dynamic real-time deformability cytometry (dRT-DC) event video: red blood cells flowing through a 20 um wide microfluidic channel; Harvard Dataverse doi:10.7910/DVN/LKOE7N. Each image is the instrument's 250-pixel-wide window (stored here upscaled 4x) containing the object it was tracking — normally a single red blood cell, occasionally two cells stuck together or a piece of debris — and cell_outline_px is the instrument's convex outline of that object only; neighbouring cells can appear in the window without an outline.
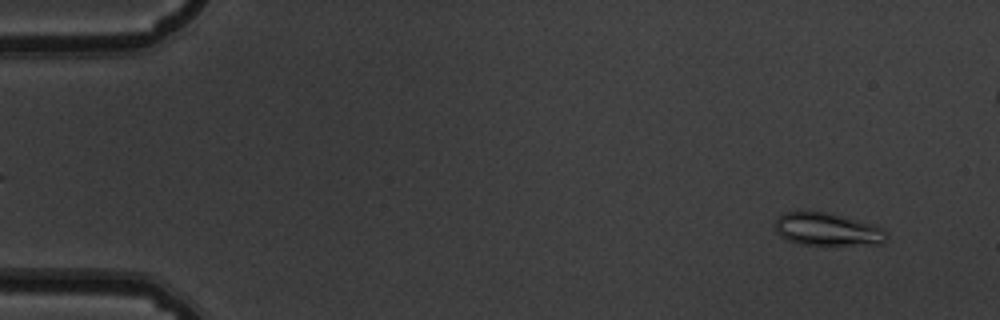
{"species": "common noctule bat (a hibernating species)", "species_latin": "Nyctalus noctula", "temperature_condition": "warm", "stored_images_in_passage": 54, "camera_frame_rate_fps": 3000, "um_per_image_px": 0.085, "animal": {"sex": "male", "body_mass_g": 19.5, "forearm_length_mm": 54.6}, "frame": {"image": 1, "passage_image": 4, "time_ms": 1.0, "image_size_px": [1000, 320], "cell_outline_px": [[888, 240], [884, 244], [800, 244], [788, 240], [780, 236], [776, 232], [776, 220], [784, 212], [828, 212], [884, 228], [888, 232]], "centroid_in_image_um": [70.37, 19.5], "position_along_channel_um": 14.6, "area_um2": 21.04}}
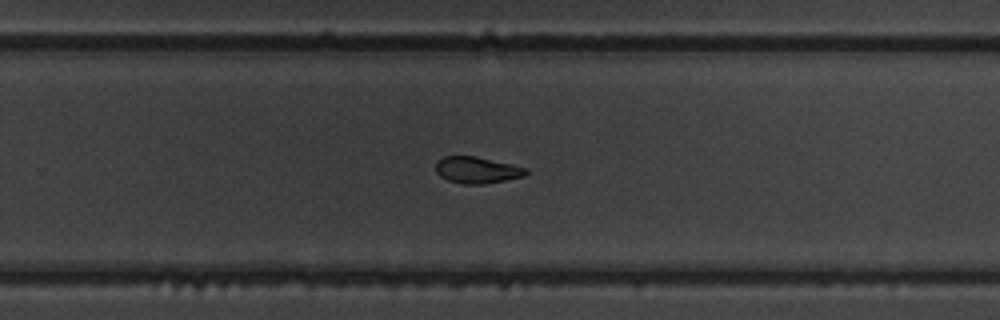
{"frame": {"image": 2, "passage_image": 35, "time_ms": 11.333, "image_size_px": [1000, 320], "cell_outline_px": [[528, 172], [524, 176], [484, 184], [464, 184], [448, 180], [440, 176], [436, 172], [436, 160], [444, 156], [476, 156], [512, 164], [528, 168]], "centroid_in_image_um": [40.54, 14.44], "position_along_channel_um": 289.3, "area_um2": 13.99}}
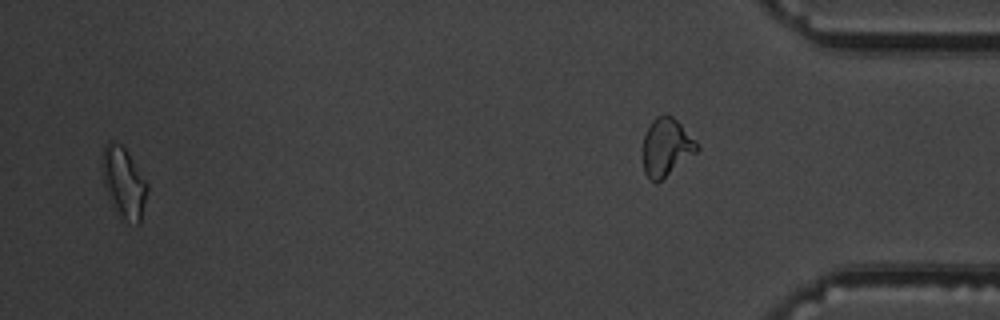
{"frame": {"image": 3, "passage_image": 52, "time_ms": 17.0, "image_size_px": [1000, 320], "cell_outline_px": [[148, 188], [140, 224], [136, 224], [124, 220], [112, 204], [108, 196], [104, 184], [100, 164], [104, 144], [108, 140], [112, 140], [120, 144], [128, 152], [148, 184]], "centroid_in_image_um": [10.5, 15.48], "position_along_channel_um": 424.7, "area_um2": 18.67}, "authors_computed_cell_mechanics": {"area_um2": 15.4904, "velocity_mm_per_s": 3.8039, "shape_relaxation_time_tau1_ms": 5.9364, "shape_relaxation_time_tau2_ms": 2.5574, "deformation_change_tau1": 0.1774, "deformation_change_tau2": 0.0925}}